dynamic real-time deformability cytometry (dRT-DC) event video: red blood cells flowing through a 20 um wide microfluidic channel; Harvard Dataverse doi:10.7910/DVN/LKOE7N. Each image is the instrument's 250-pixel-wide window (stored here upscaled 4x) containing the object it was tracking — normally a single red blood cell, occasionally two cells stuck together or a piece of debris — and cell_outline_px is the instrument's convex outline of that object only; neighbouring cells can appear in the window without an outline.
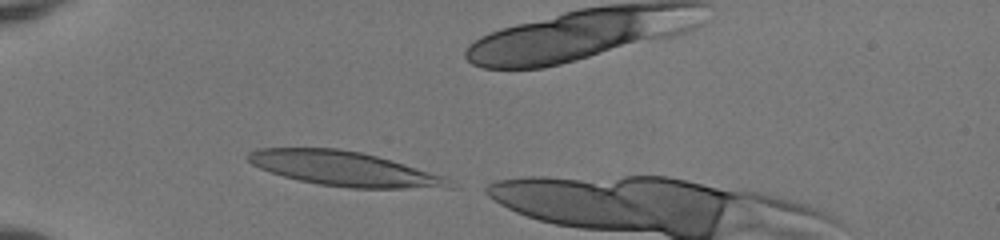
{"species": "human", "species_latin": "Homo sapiens", "temperature_condition": "room temperature", "stored_images_in_passage": 34, "camera_frame_rate_fps": 3000, "um_per_image_px": 0.085, "donor": {"sex": "female"}, "frame": {"image": 1, "passage_image": 1, "time_ms": 0.0, "image_size_px": [1000, 240], "cell_outline_px": [[456, 188], [352, 188], [320, 184], [300, 180], [284, 176], [260, 168], [252, 164], [244, 156], [248, 152], [256, 148], [336, 148], [360, 152], [376, 156], [404, 164], [444, 176], [452, 180]], "centroid_in_image_um": [29.27, 14.34], "position_along_channel_um": 55.7, "area_um2": 40.23}}
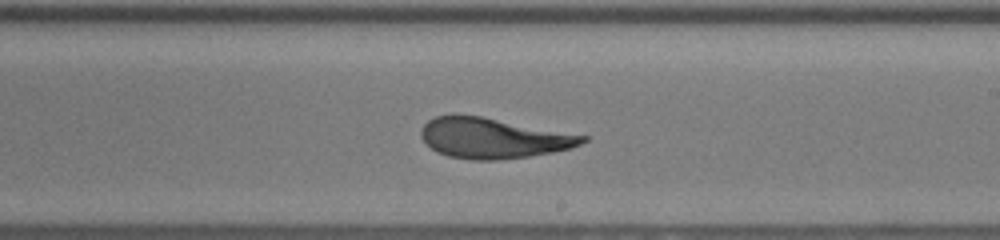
{"frame": {"image": 2, "passage_image": 17, "time_ms": 5.333, "image_size_px": [1000, 240], "cell_outline_px": [[588, 140], [572, 148], [552, 152], [528, 156], [496, 160], [472, 160], [448, 156], [436, 152], [420, 136], [420, 128], [428, 120], [436, 116], [480, 116], [588, 136]], "centroid_in_image_um": [41.92, 11.75], "position_along_channel_um": 247.1, "area_um2": 37.51}}
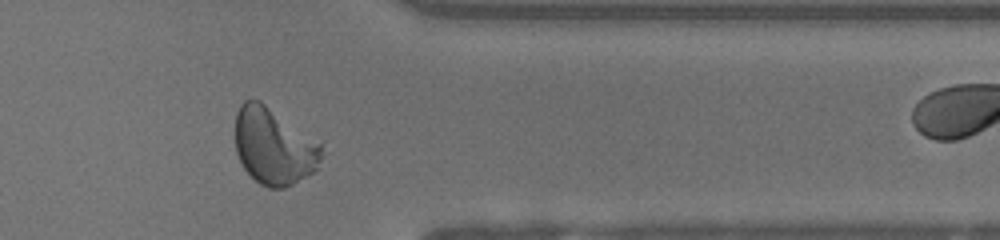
{"frame": {"image": 3, "passage_image": 28, "time_ms": 9.0, "image_size_px": [1000, 240], "cell_outline_px": [[320, 168], [292, 184], [284, 188], [268, 188], [260, 184], [244, 168], [236, 152], [236, 112], [240, 104], [244, 100], [260, 100], [320, 144]], "centroid_in_image_um": [23.24, 12.45], "position_along_channel_um": 388.2, "area_um2": 37.92}}